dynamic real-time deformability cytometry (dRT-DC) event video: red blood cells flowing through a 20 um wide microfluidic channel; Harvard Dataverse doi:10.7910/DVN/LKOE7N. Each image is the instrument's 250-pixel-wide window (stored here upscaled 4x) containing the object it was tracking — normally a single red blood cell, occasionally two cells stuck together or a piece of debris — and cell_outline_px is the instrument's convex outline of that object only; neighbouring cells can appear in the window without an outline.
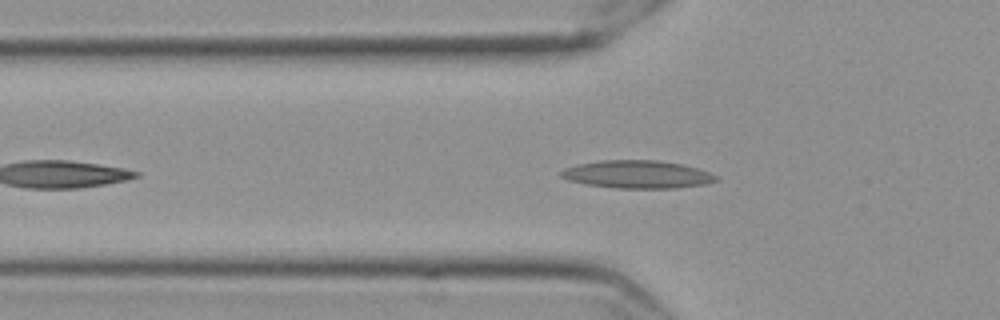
{"species": "Egyptian fruit bat (a non-hibernating species)", "species_latin": "Rousettus aegyptiacus", "temperature_condition": "cold", "stored_images_in_passage": 46, "camera_frame_rate_fps": 3000, "um_per_image_px": 0.085, "frame": {"image": 1, "passage_image": 8, "time_ms": 2.333, "image_size_px": [1000, 320], "cell_outline_px": [[720, 180], [704, 184], [676, 188], [616, 188], [588, 184], [568, 180], [560, 176], [560, 172], [564, 168], [576, 164], [600, 160], [660, 160], [680, 164], [696, 168], [708, 172], [716, 176]], "centroid_in_image_um": [54.15, 14.82], "position_along_channel_um": 71.7, "area_um2": 25.09}}
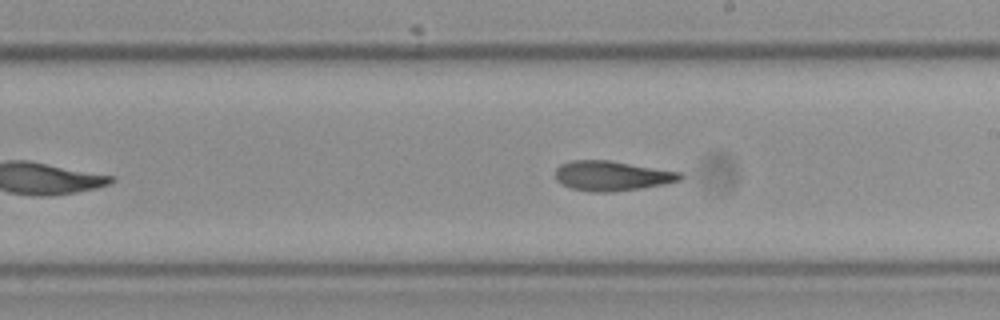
{"frame": {"image": 2, "passage_image": 22, "time_ms": 7.0, "image_size_px": [1000, 320], "cell_outline_px": [[684, 176], [680, 180], [664, 184], [640, 188], [612, 192], [592, 192], [572, 188], [556, 180], [556, 168], [560, 164], [572, 160], [608, 160], [680, 172]], "centroid_in_image_um": [52.0, 14.94], "position_along_channel_um": 237.0, "area_um2": 21.5}}
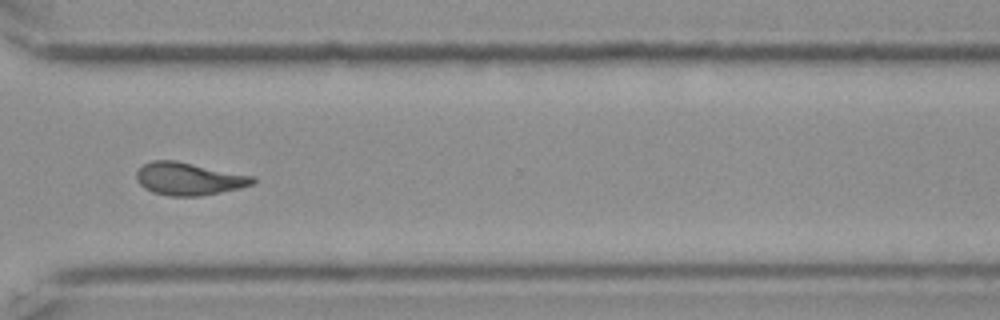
{"frame": {"image": 3, "passage_image": 32, "time_ms": 10.333, "image_size_px": [1000, 320], "cell_outline_px": [[256, 180], [252, 184], [240, 188], [200, 196], [168, 196], [152, 192], [144, 188], [136, 180], [136, 172], [144, 164], [152, 160], [176, 160], [256, 176]], "centroid_in_image_um": [16.05, 15.19], "position_along_channel_um": 354.5, "area_um2": 22.31}, "authors_computed_cell_mechanics": {"area_um2": 21.5883, "velocity_mm_per_s": 3.5251, "shape_relaxation_time_tau1_ms": null, "shape_relaxation_time_tau2_ms": 3.2197, "deformation_change_tau1": null, "deformation_change_tau2": 0.1083}}